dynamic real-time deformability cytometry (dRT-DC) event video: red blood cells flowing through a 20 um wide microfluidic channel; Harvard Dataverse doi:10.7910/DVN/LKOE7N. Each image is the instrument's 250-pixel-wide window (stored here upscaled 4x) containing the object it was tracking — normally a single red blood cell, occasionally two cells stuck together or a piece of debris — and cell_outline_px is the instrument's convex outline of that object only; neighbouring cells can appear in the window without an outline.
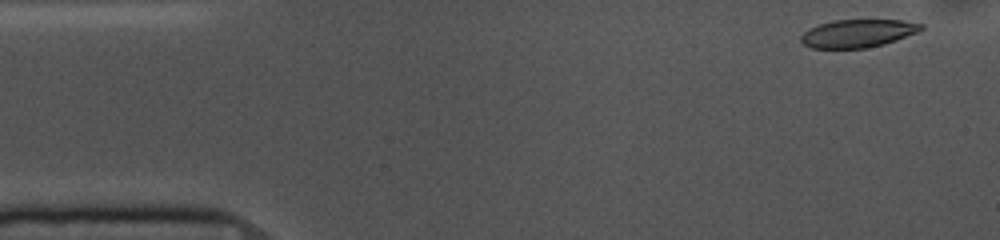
{"species": "common noctule bat (a hibernating species)", "species_latin": "Nyctalus noctula", "temperature_condition": "cold", "stored_images_in_passage": 51, "camera_frame_rate_fps": 3000, "um_per_image_px": 0.085, "animal": {"sex": "female", "body_mass_g": 10.0, "forearm_length_mm": 53.1}, "frame": {"image": 1, "passage_image": 1, "time_ms": 0.0, "image_size_px": [1000, 240], "cell_outline_px": [[924, 28], [920, 32], [884, 44], [864, 48], [812, 48], [804, 44], [800, 40], [800, 36], [808, 28], [820, 24], [836, 20], [900, 20], [924, 24]], "centroid_in_image_um": [72.94, 2.83], "position_along_channel_um": 12.1, "area_um2": 19.59}}
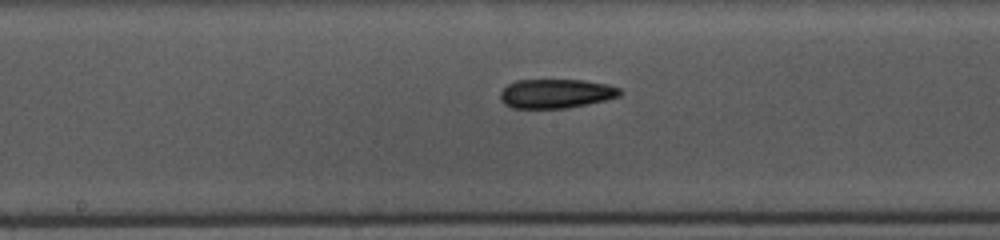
{"frame": {"image": 2, "passage_image": 24, "time_ms": 7.667, "image_size_px": [1000, 240], "cell_outline_px": [[624, 92], [620, 96], [588, 104], [568, 108], [512, 108], [504, 104], [500, 100], [500, 92], [508, 84], [516, 80], [584, 80], [608, 84], [620, 88]], "centroid_in_image_um": [47.27, 7.95], "position_along_channel_um": 200.9, "area_um2": 20.52}}
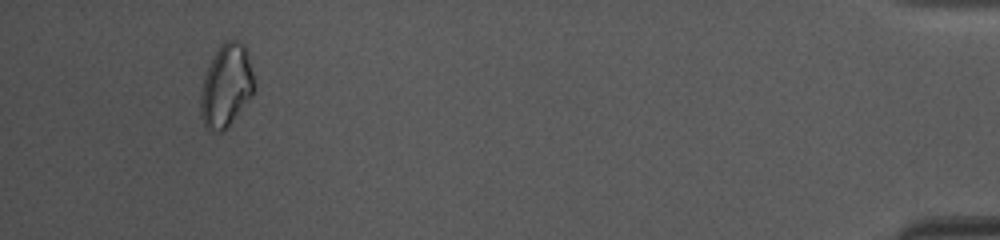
{"frame": {"image": 3, "passage_image": 48, "time_ms": 15.667, "image_size_px": [1000, 240], "cell_outline_px": [[256, 88], [252, 96], [232, 120], [220, 132], [208, 132], [200, 116], [200, 92], [204, 76], [220, 44], [224, 40], [240, 40], [244, 44], [248, 52], [256, 84]], "centroid_in_image_um": [19.24, 7.27], "position_along_channel_um": 416.0, "area_um2": 26.07}, "authors_computed_cell_mechanics": {"area_um2": 21.0392, "velocity_mm_per_s": 3.6517, "shape_relaxation_time_tau1_ms": 4.7534, "shape_relaxation_time_tau2_ms": 10.1018, "deformation_change_tau1": 0.1013, "deformation_change_tau2": 0.1663}}